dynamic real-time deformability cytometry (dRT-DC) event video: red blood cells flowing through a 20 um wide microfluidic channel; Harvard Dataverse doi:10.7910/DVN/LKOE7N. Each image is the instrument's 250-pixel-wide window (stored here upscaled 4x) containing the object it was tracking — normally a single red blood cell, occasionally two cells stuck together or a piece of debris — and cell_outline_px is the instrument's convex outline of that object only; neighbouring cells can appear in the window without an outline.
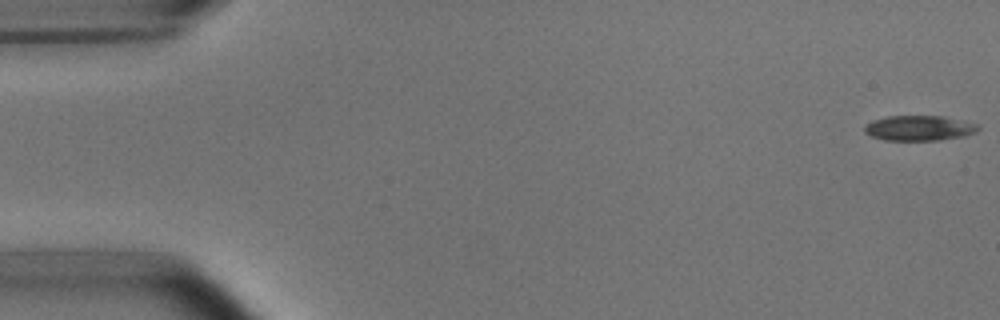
{"species": "common noctule bat (a hibernating species)", "species_latin": "Nyctalus noctula", "temperature_condition": "room temperature", "stored_images_in_passage": 5, "camera_frame_rate_fps": 3000, "um_per_image_px": 0.085, "animal": {"sex": "male", "body_mass_g": 15.6}, "frame": {"image": 1, "passage_image": 1, "time_ms": 0.0, "image_size_px": [1000, 320], "cell_outline_px": [[980, 128], [976, 132], [964, 136], [940, 140], [884, 140], [872, 136], [864, 132], [864, 124], [872, 120], [888, 116], [944, 116], [976, 124]], "centroid_in_image_um": [78.1, 10.88], "position_along_channel_um": 6.9, "area_um2": 16.65}}
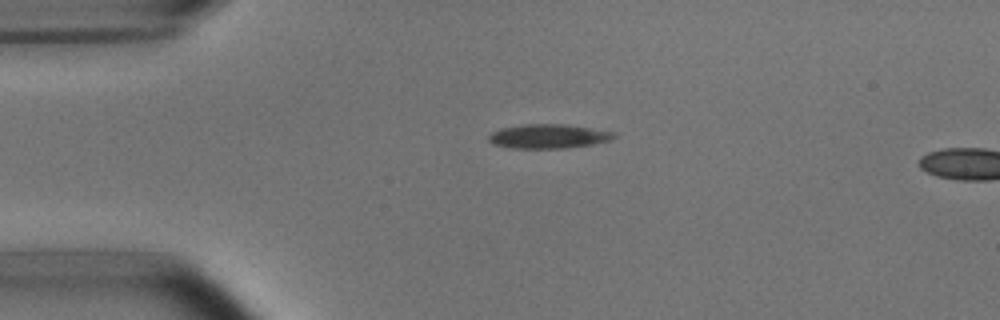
{"frame": {"image": 2, "passage_image": 4, "time_ms": 1.0, "image_size_px": [1000, 320], "cell_outline_px": [[616, 136], [612, 140], [592, 144], [568, 148], [512, 148], [492, 144], [488, 140], [488, 136], [492, 132], [500, 128], [524, 124], [568, 124], [616, 132]], "centroid_in_image_um": [46.63, 11.58], "position_along_channel_um": 38.4, "area_um2": 17.86}}